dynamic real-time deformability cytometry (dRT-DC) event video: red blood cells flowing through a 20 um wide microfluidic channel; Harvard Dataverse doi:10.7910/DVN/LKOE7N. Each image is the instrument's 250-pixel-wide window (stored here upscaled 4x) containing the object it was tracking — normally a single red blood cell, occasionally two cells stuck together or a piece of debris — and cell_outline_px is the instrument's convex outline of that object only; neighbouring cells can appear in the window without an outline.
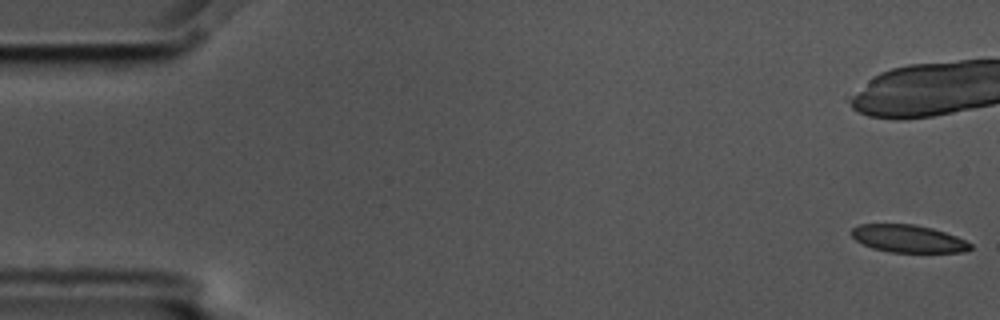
{"species": "common noctule bat (a hibernating species)", "species_latin": "Nyctalus noctula", "temperature_condition": "cold", "stored_images_in_passage": 15, "camera_frame_rate_fps": 3000, "um_per_image_px": 0.085, "animal": {"sex": "male", "body_mass_g": 17.5, "forearm_length_mm": 52.3}, "frame": {"image": 1, "passage_image": 1, "time_ms": 0.0, "image_size_px": [1000, 320], "cell_outline_px": [[972, 248], [964, 252], [888, 252], [872, 248], [856, 240], [852, 236], [852, 228], [860, 224], [916, 224], [932, 228], [956, 236], [972, 244]], "centroid_in_image_um": [77.2, 20.29], "position_along_channel_um": 7.8, "area_um2": 19.02}}